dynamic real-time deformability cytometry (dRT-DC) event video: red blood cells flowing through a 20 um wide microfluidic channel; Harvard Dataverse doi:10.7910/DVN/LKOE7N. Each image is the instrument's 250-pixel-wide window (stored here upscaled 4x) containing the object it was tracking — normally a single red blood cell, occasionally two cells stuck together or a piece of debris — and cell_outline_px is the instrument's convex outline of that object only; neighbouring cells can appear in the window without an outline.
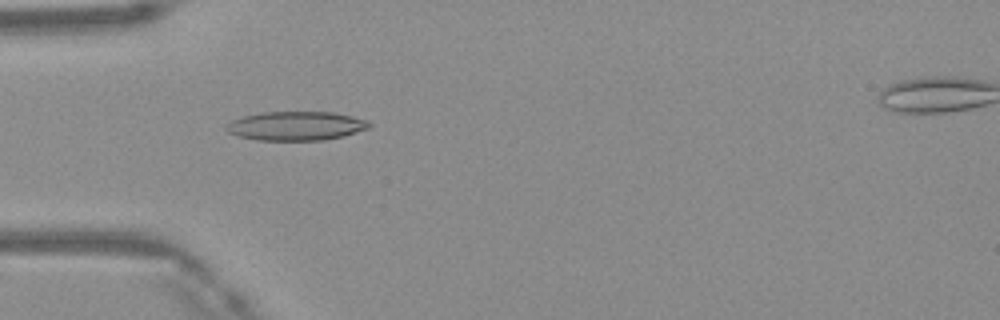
{"species": "Egyptian fruit bat (a non-hibernating species)", "species_latin": "Rousettus aegyptiacus", "temperature_condition": "warm", "stored_images_in_passage": 48, "camera_frame_rate_fps": 3000, "um_per_image_px": 0.085, "frame": {"image": 1, "passage_image": 15, "time_ms": 4.667, "image_size_px": [1000, 320], "cell_outline_px": [[372, 124], [368, 128], [344, 136], [324, 140], [256, 140], [236, 136], [228, 132], [224, 128], [232, 120], [244, 116], [264, 112], [332, 112], [352, 116], [368, 120]], "centroid_in_image_um": [25.16, 10.71], "position_along_channel_um": 59.8, "area_um2": 24.16}}
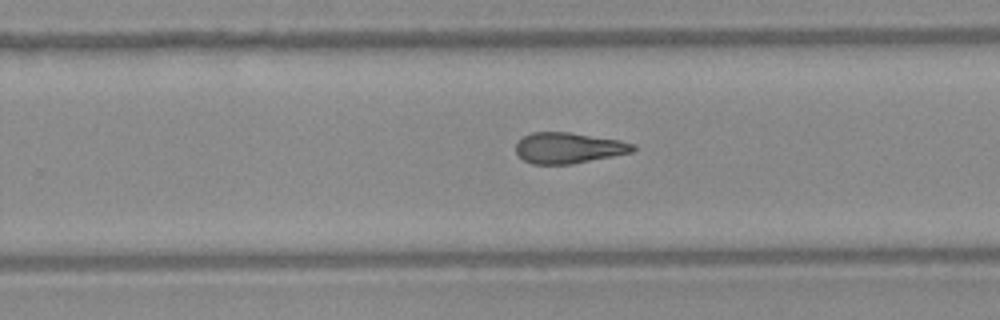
{"frame": {"image": 2, "passage_image": 31, "time_ms": 10.0, "image_size_px": [1000, 320], "cell_outline_px": [[636, 148], [632, 152], [572, 164], [532, 164], [524, 160], [516, 152], [516, 144], [524, 136], [532, 132], [572, 132], [620, 140], [636, 144]], "centroid_in_image_um": [48.34, 12.57], "position_along_channel_um": 281.5, "area_um2": 21.04}}
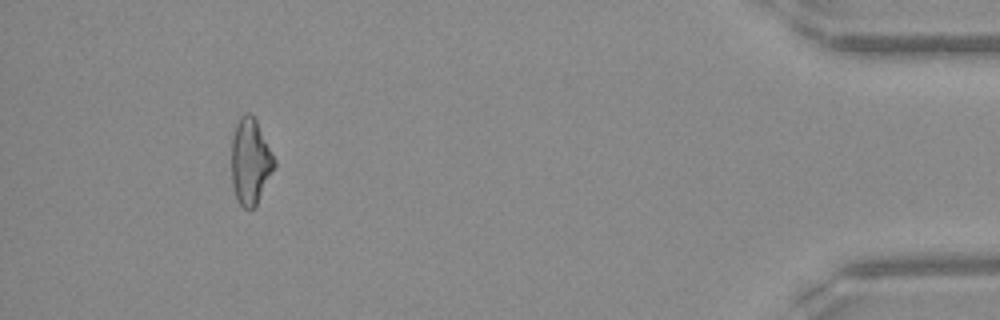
{"frame": {"image": 3, "passage_image": 45, "time_ms": 14.667, "image_size_px": [1000, 320], "cell_outline_px": [[276, 164], [256, 204], [252, 208], [244, 208], [240, 204], [236, 196], [232, 184], [232, 136], [236, 124], [240, 116], [248, 112], [256, 120], [276, 160]], "centroid_in_image_um": [21.27, 13.69], "position_along_channel_um": 413.9, "area_um2": 21.04}, "authors_computed_cell_mechanics": {"area_um2": 21.7906, "velocity_mm_per_s": 4.1981, "shape_relaxation_time_tau1_ms": null, "shape_relaxation_time_tau2_ms": 3.1338, "deformation_change_tau1": null, "deformation_change_tau2": 0.1235}}